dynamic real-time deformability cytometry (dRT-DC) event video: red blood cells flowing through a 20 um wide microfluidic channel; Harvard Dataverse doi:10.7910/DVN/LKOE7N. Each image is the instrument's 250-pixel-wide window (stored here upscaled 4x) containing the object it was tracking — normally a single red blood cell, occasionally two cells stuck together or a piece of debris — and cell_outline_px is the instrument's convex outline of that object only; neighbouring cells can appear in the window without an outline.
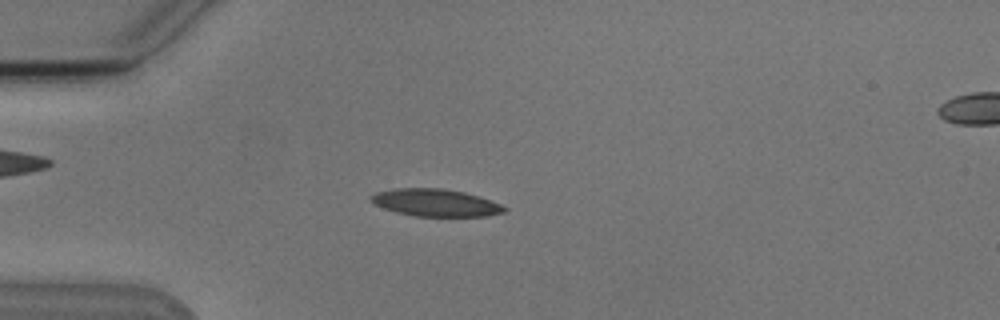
{"species": "Egyptian fruit bat (a non-hibernating species)", "species_latin": "Rousettus aegyptiacus", "temperature_condition": "cold", "stored_images_in_passage": 5, "camera_frame_rate_fps": 3000, "um_per_image_px": 0.085, "animal": {"sex": "male"}, "frame": {"image": 1, "passage_image": 4, "time_ms": 3.333, "image_size_px": [1000, 320], "cell_outline_px": [[508, 208], [504, 212], [488, 216], [416, 216], [396, 212], [384, 208], [368, 200], [368, 196], [376, 192], [392, 188], [440, 188], [464, 192], [500, 204]], "centroid_in_image_um": [36.97, 17.22], "position_along_channel_um": 48.0, "area_um2": 21.15}}